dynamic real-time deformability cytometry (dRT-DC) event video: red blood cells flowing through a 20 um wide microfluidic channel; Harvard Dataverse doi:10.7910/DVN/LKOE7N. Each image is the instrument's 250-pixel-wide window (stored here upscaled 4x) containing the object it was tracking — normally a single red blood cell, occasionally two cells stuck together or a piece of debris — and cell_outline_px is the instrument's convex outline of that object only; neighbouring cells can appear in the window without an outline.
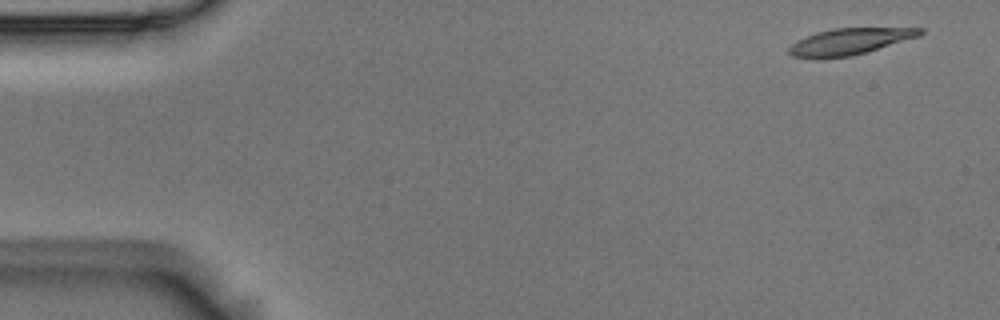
{"species": "Egyptian fruit bat (a non-hibernating species)", "species_latin": "Rousettus aegyptiacus", "temperature_condition": "room temperature", "stored_images_in_passage": 4, "camera_frame_rate_fps": 3000, "um_per_image_px": 0.085, "animal": {"sex": "male"}, "frame": {"image": 1, "passage_image": 1, "time_ms": 0.0, "image_size_px": [1000, 320], "cell_outline_px": [[924, 32], [920, 36], [868, 52], [852, 56], [824, 60], [812, 60], [792, 56], [788, 52], [788, 48], [796, 40], [816, 32], [832, 28], [924, 28]], "centroid_in_image_um": [72.16, 3.56], "position_along_channel_um": 12.8, "area_um2": 20.81}}
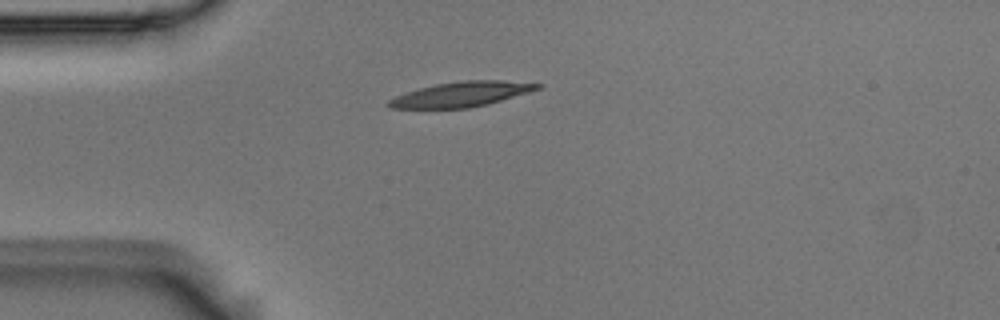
{"frame": {"image": 2, "passage_image": 4, "time_ms": 1.0, "image_size_px": [1000, 320], "cell_outline_px": [[544, 84], [540, 88], [528, 92], [488, 104], [468, 108], [392, 108], [384, 104], [388, 100], [396, 96], [420, 88], [436, 84], [464, 80], [500, 80]], "centroid_in_image_um": [39.21, 8.01], "position_along_channel_um": 45.8, "area_um2": 21.39}}